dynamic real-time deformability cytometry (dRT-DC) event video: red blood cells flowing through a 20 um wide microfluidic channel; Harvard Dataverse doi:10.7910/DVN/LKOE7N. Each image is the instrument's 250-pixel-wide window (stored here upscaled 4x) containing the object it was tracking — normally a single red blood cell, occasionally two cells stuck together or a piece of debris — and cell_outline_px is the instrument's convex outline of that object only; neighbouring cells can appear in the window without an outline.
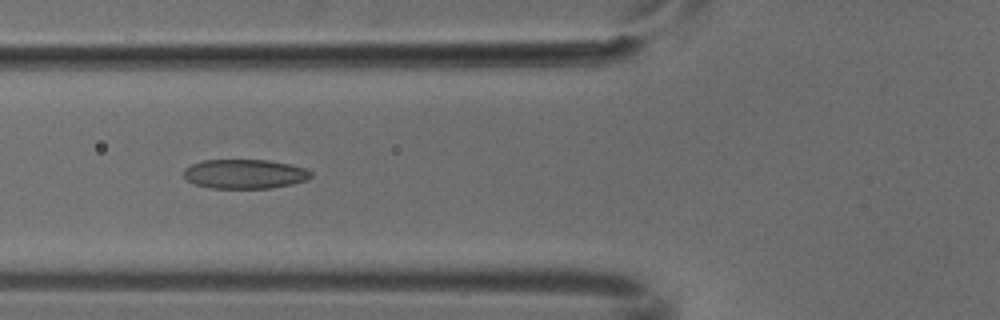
{"species": "common noctule bat (a hibernating species)", "species_latin": "Nyctalus noctula", "temperature_condition": "cold", "stored_images_in_passage": 5, "camera_frame_rate_fps": 3000, "um_per_image_px": 0.085, "animal": {"sex": "male", "body_mass_g": 18.8}, "frame": {"image": 1, "passage_image": 4, "time_ms": 1.0, "image_size_px": [1000, 320], "cell_outline_px": [[312, 176], [308, 180], [292, 184], [272, 188], [212, 188], [196, 184], [188, 180], [184, 176], [184, 168], [192, 164], [204, 160], [268, 160], [288, 164], [304, 168], [312, 172]], "centroid_in_image_um": [20.82, 14.79], "position_along_channel_um": 105.0, "area_um2": 21.68}}
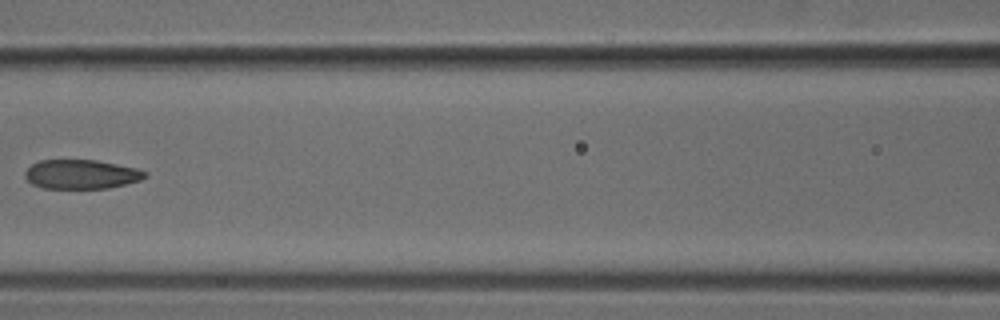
{"frame": {"image": 2, "passage_image": 5, "time_ms": 1.333, "image_size_px": [1000, 320], "cell_outline_px": [[148, 176], [140, 180], [108, 188], [44, 188], [32, 184], [24, 176], [24, 172], [32, 164], [40, 160], [96, 160], [136, 168], [148, 172]], "centroid_in_image_um": [6.91, 14.81], "position_along_channel_um": 159.7, "area_um2": 20.35}}